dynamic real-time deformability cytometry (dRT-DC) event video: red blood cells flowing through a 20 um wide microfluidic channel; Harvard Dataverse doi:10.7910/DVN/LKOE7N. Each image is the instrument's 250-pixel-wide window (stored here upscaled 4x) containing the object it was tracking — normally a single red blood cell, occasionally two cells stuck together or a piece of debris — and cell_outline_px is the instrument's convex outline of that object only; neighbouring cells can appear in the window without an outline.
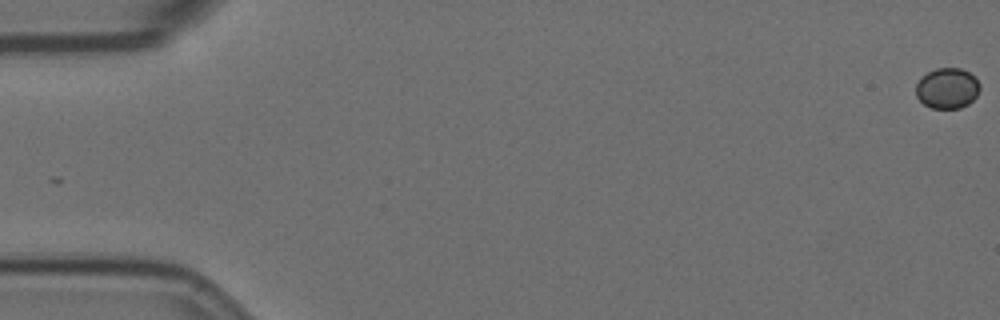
{"species": "Egyptian fruit bat (a non-hibernating species)", "species_latin": "Rousettus aegyptiacus", "temperature_condition": "room temperature", "stored_images_in_passage": 9, "camera_frame_rate_fps": 3000, "um_per_image_px": 0.085, "animal": {"sex": "female"}, "frame": {"image": 1, "passage_image": 1, "time_ms": 0.0, "image_size_px": [1000, 320], "cell_outline_px": [[980, 88], [976, 96], [968, 104], [960, 108], [932, 108], [924, 104], [916, 96], [916, 84], [928, 72], [936, 68], [960, 68], [976, 76], [980, 84]], "centroid_in_image_um": [80.54, 7.5], "position_along_channel_um": 4.5, "area_um2": 15.09}}